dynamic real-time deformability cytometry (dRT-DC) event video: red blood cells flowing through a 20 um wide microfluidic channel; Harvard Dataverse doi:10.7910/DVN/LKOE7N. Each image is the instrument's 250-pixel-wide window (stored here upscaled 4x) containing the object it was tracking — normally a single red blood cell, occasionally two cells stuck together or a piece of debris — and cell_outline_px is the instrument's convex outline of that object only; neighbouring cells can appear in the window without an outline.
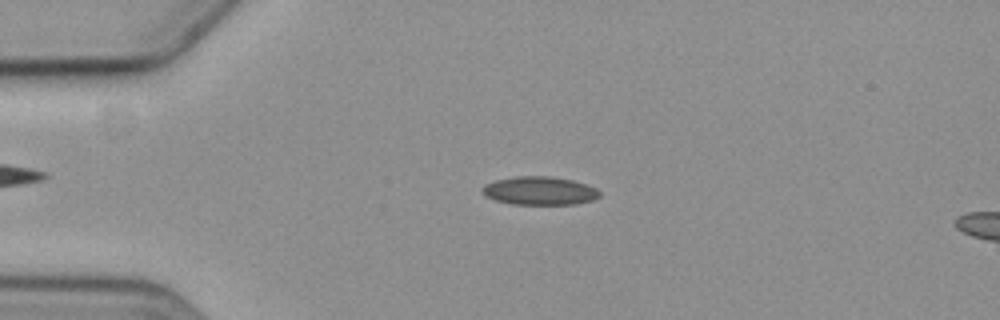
{"species": "common noctule bat (a hibernating species)", "species_latin": "Nyctalus noctula", "temperature_condition": "cold", "stored_images_in_passage": 3, "camera_frame_rate_fps": 3000, "um_per_image_px": 0.085, "animal": {"sex": "female", "body_mass_g": 19.3, "forearm_length_mm": 54.1}, "frame": {"image": 1, "passage_image": 3, "time_ms": 2.333, "image_size_px": [1000, 320], "cell_outline_px": [[600, 196], [592, 200], [576, 204], [512, 204], [496, 200], [484, 196], [484, 184], [496, 180], [516, 176], [548, 176], [572, 180], [596, 188], [600, 192]], "centroid_in_image_um": [45.87, 16.21], "position_along_channel_um": 39.1, "area_um2": 19.19}}